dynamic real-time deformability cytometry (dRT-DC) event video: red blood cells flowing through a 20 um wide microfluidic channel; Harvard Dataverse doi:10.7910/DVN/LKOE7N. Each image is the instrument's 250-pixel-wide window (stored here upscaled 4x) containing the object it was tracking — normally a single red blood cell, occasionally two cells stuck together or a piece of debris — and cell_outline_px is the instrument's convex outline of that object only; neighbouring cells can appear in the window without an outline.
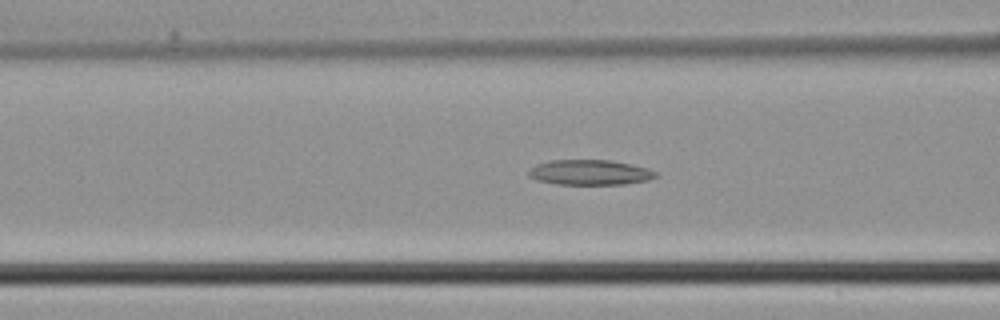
{"species": "common noctule bat (a hibernating species)", "species_latin": "Nyctalus noctula", "temperature_condition": "cold", "stored_images_in_passage": 46, "segment_of_instrument_passage": [1, 2], "camera_frame_rate_fps": 3000, "um_per_image_px": 0.085, "animal": {"sex": "male", "body_mass_g": 21.5, "forearm_length_mm": 52.0}, "frame": {"image": 1, "passage_image": 18, "time_ms": 5.667, "image_size_px": [1000, 320], "cell_outline_px": [[660, 176], [648, 180], [624, 184], [556, 184], [536, 180], [528, 176], [528, 172], [536, 164], [552, 160], [608, 160], [632, 164], [648, 168], [656, 172]], "centroid_in_image_um": [50.16, 14.65], "position_along_channel_um": 116.4, "area_um2": 18.67}}
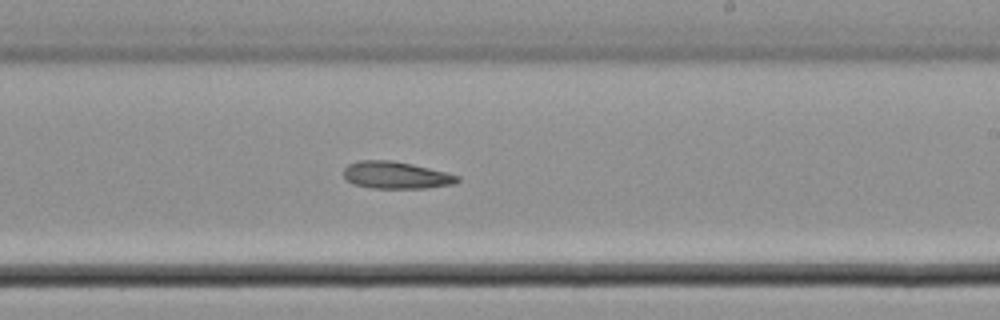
{"frame": {"image": 2, "passage_image": 27, "time_ms": 8.667, "image_size_px": [1000, 320], "cell_outline_px": [[460, 180], [456, 184], [428, 188], [372, 188], [352, 184], [344, 176], [344, 168], [348, 164], [360, 160], [392, 160], [412, 164], [448, 172], [460, 176]], "centroid_in_image_um": [33.7, 14.89], "position_along_channel_um": 255.3, "area_um2": 18.21}}
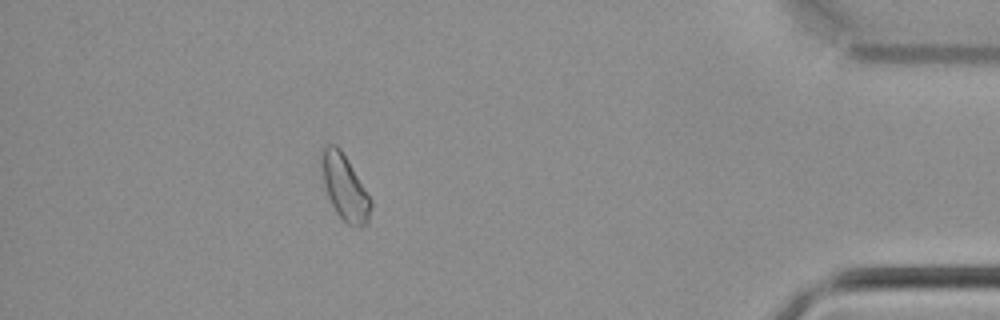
{"frame": {"image": 3, "passage_image": 40, "time_ms": 13.0, "image_size_px": [1000, 320], "cell_outline_px": [[372, 208], [368, 224], [360, 228], [356, 228], [348, 224], [336, 212], [328, 196], [324, 184], [320, 160], [320, 152], [328, 144], [336, 144], [340, 148], [372, 200]], "centroid_in_image_um": [29.31, 15.95], "position_along_channel_um": 405.9, "area_um2": 18.79}}